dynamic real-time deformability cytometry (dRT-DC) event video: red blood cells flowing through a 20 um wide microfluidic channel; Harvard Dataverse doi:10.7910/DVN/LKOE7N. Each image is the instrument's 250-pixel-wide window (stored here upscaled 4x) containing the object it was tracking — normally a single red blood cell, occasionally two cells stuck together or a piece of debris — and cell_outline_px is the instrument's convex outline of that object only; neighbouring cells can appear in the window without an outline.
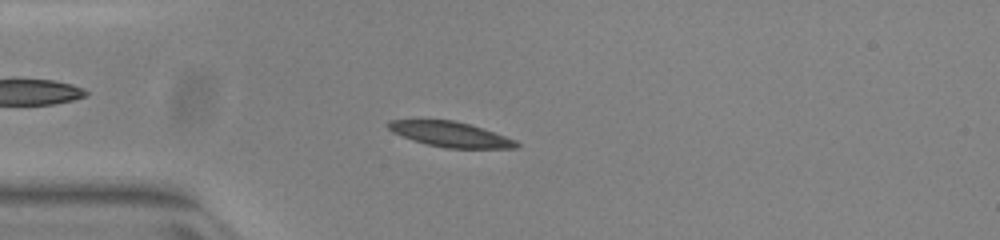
{"species": "common noctule bat (a hibernating species)", "species_latin": "Nyctalus noctula", "temperature_condition": "warm", "stored_images_in_passage": 48, "camera_frame_rate_fps": 3000, "um_per_image_px": 0.085, "animal": {"sex": "female", "body_mass_g": 23.0, "forearm_length_mm": 53.4}, "frame": {"image": 1, "passage_image": 9, "time_ms": 2.667, "image_size_px": [1000, 240], "cell_outline_px": [[520, 144], [516, 148], [444, 148], [428, 144], [392, 132], [384, 124], [388, 120], [452, 120], [468, 124], [516, 140]], "centroid_in_image_um": [38.25, 11.41], "position_along_channel_um": 46.7, "area_um2": 18.38}}
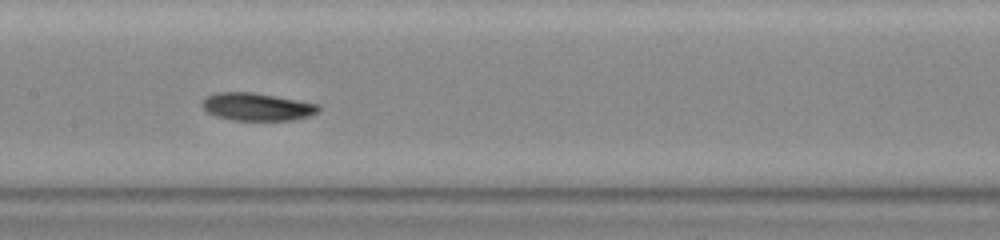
{"frame": {"image": 2, "passage_image": 21, "time_ms": 6.667, "image_size_px": [1000, 240], "cell_outline_px": [[320, 108], [316, 112], [308, 116], [292, 120], [236, 120], [216, 116], [208, 112], [200, 104], [204, 96], [216, 92], [252, 92], [320, 104]], "centroid_in_image_um": [21.8, 9.06], "position_along_channel_um": 185.6, "area_um2": 18.73}}
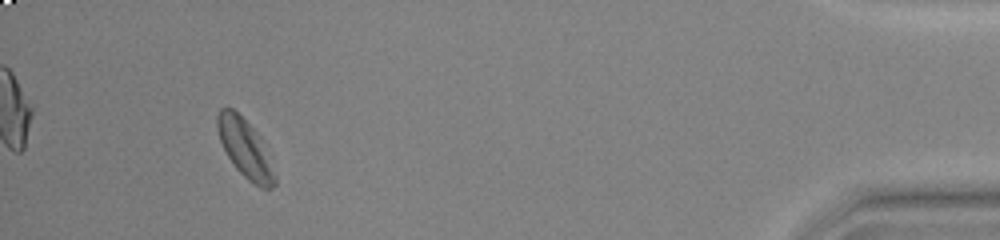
{"frame": {"image": 3, "passage_image": 44, "time_ms": 14.333, "image_size_px": [1000, 240], "cell_outline_px": [[276, 184], [272, 188], [260, 188], [248, 180], [236, 168], [228, 156], [220, 140], [216, 128], [216, 116], [220, 108], [232, 108], [260, 136], [276, 176]], "centroid_in_image_um": [20.83, 12.63], "position_along_channel_um": 414.4, "area_um2": 19.19}, "authors_computed_cell_mechanics": {"area_um2": 19.0162, "velocity_mm_per_s": 3.8772, "shape_relaxation_time_tau1_ms": 4.9602, "shape_relaxation_time_tau2_ms": null, "deformation_change_tau1": 0.1186, "deformation_change_tau2": null}}